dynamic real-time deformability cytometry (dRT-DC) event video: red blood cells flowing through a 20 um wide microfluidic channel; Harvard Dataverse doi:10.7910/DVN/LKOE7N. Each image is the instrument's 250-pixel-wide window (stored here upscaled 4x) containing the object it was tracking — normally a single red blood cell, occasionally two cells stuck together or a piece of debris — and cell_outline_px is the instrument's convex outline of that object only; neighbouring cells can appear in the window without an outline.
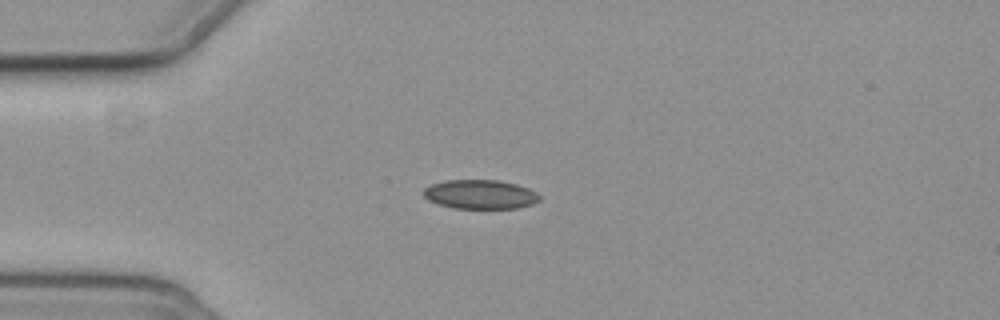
{"species": "common noctule bat (a hibernating species)", "species_latin": "Nyctalus noctula", "temperature_condition": "cold", "stored_images_in_passage": 2, "camera_frame_rate_fps": 3000, "um_per_image_px": 0.085, "animal": {"sex": "female", "body_mass_g": 19.3, "forearm_length_mm": 54.1}, "frame": {"image": 1, "passage_image": 1, "time_ms": 0.0, "image_size_px": [1000, 320], "cell_outline_px": [[540, 200], [532, 204], [516, 208], [452, 208], [428, 200], [424, 196], [424, 188], [432, 184], [444, 180], [500, 180], [516, 184], [528, 188], [536, 192], [540, 196]], "centroid_in_image_um": [40.82, 16.51], "position_along_channel_um": 44.2, "area_um2": 19.65}}